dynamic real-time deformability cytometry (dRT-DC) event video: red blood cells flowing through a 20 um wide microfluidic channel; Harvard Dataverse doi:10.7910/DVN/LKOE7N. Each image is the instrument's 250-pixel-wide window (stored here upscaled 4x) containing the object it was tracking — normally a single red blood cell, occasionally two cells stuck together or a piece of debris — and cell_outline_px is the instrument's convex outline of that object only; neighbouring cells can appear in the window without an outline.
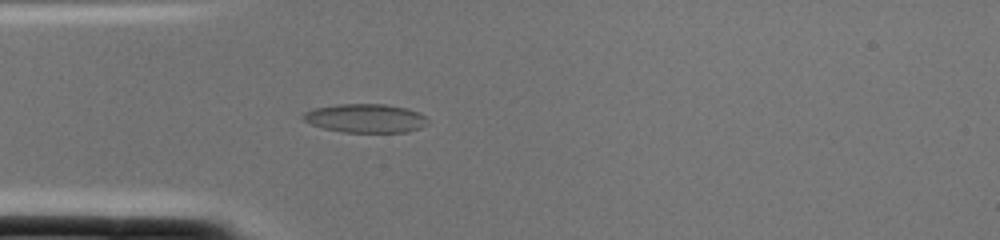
{"species": "common noctule bat (a hibernating species)", "species_latin": "Nyctalus noctula", "temperature_condition": "cold", "stored_images_in_passage": 2, "camera_frame_rate_fps": 3000, "um_per_image_px": 0.085, "animal": {"sex": "female", "body_mass_g": 22.0, "forearm_length_mm": 56.7}, "frame": {"image": 1, "passage_image": 2, "time_ms": 0.333, "image_size_px": [1000, 240], "cell_outline_px": [[428, 124], [420, 128], [408, 132], [340, 132], [324, 128], [312, 124], [304, 120], [300, 116], [304, 112], [312, 108], [336, 104], [384, 104], [408, 108], [420, 112], [428, 120]], "centroid_in_image_um": [31.07, 10.04], "position_along_channel_um": 53.9, "area_um2": 21.1}}